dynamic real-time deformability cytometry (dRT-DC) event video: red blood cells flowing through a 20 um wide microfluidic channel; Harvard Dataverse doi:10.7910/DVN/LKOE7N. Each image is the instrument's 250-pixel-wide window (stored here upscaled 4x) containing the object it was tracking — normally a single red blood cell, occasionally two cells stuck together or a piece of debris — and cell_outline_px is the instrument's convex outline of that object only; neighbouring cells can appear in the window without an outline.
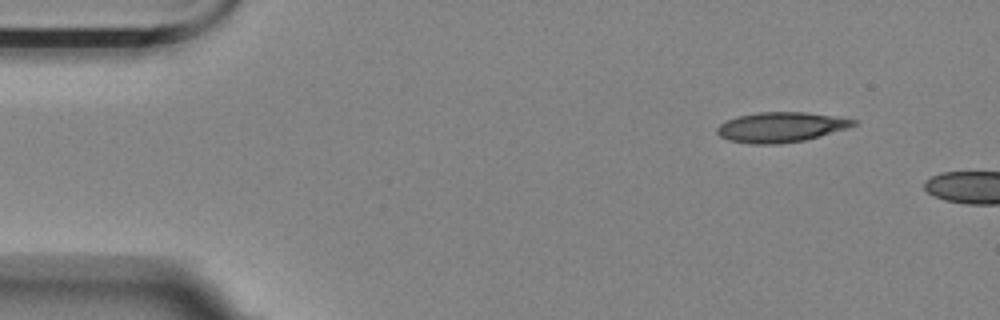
{"species": "Egyptian fruit bat (a non-hibernating species)", "species_latin": "Rousettus aegyptiacus", "temperature_condition": "room temperature", "stored_images_in_passage": 4, "camera_frame_rate_fps": 3000, "um_per_image_px": 0.085, "animal": {"sex": "female"}, "frame": {"image": 1, "passage_image": 1, "time_ms": 0.0, "image_size_px": [1000, 320], "cell_outline_px": [[860, 124], [820, 136], [804, 140], [776, 144], [752, 144], [728, 140], [720, 136], [716, 132], [716, 128], [720, 124], [728, 120], [740, 116], [760, 112], [804, 112], [856, 120]], "centroid_in_image_um": [66.36, 10.81], "position_along_channel_um": 18.6, "area_um2": 23.58}}